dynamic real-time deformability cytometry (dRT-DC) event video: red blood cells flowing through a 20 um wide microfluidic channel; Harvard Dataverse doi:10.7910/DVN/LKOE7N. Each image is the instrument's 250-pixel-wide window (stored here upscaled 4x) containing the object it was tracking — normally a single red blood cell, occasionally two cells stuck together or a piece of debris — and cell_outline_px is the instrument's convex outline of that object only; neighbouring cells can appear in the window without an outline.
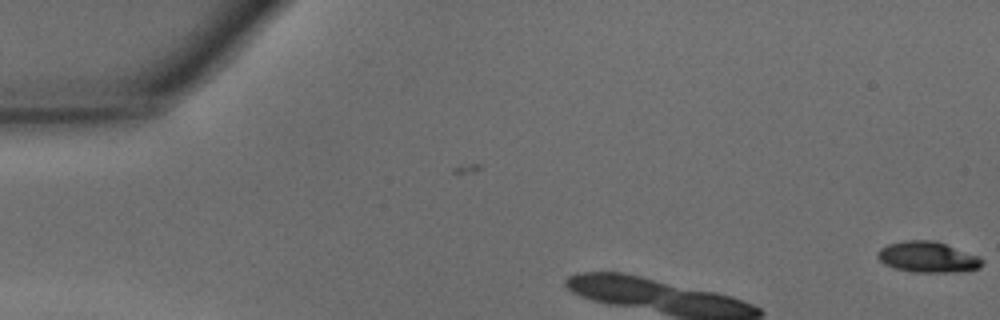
{"species": "common noctule bat (a hibernating species)", "species_latin": "Nyctalus noctula", "temperature_condition": "warm", "stored_images_in_passage": 3, "camera_frame_rate_fps": 3000, "um_per_image_px": 0.085, "animal": {"sex": "male", "body_mass_g": 15.6}, "frame": {"image": 1, "passage_image": 3, "time_ms": 0.667, "image_size_px": [1000, 320], "cell_outline_px": [[984, 264], [980, 268], [964, 272], [912, 272], [896, 268], [884, 264], [876, 256], [876, 252], [880, 248], [888, 244], [904, 240], [936, 240], [980, 256], [984, 260]], "centroid_in_image_um": [78.9, 21.85], "position_along_channel_um": 6.1, "area_um2": 19.19}}